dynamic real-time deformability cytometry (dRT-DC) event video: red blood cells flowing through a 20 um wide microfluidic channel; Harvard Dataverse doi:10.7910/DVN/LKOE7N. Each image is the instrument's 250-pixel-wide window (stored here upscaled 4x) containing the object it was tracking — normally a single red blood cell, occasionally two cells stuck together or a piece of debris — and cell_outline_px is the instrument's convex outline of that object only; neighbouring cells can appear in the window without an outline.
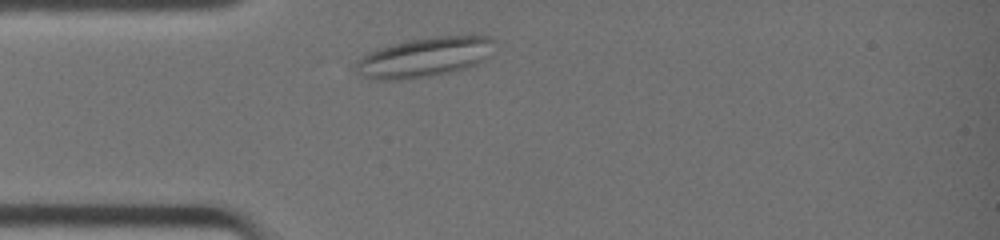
{"species": "common noctule bat (a hibernating species)", "species_latin": "Nyctalus noctula", "temperature_condition": "warm", "stored_images_in_passage": 26, "camera_frame_rate_fps": 3000, "um_per_image_px": 0.085, "animal": {"sex": "female", "body_mass_g": 19.0, "forearm_length_mm": 51.5}, "frame": {"image": 1, "passage_image": 1, "time_ms": 0.0, "image_size_px": [1000, 240], "cell_outline_px": [[492, 40], [488, 56], [484, 60], [476, 64], [464, 68], [432, 76], [400, 80], [372, 80], [360, 76], [352, 68], [360, 56], [368, 52], [380, 48], [412, 40], [432, 36], [488, 36]], "centroid_in_image_um": [35.96, 4.89], "position_along_channel_um": 49.0, "area_um2": 31.79}}
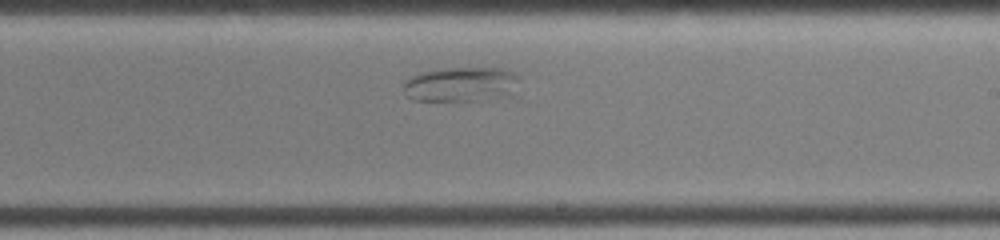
{"frame": {"image": 2, "passage_image": 15, "time_ms": 4.667, "image_size_px": [1000, 240], "cell_outline_px": [[520, 80], [512, 96], [480, 104], [412, 100], [404, 92], [404, 80], [420, 72], [440, 68], [500, 68], [516, 72], [520, 76]], "centroid_in_image_um": [39.28, 7.24], "position_along_channel_um": 249.7, "area_um2": 25.26}}
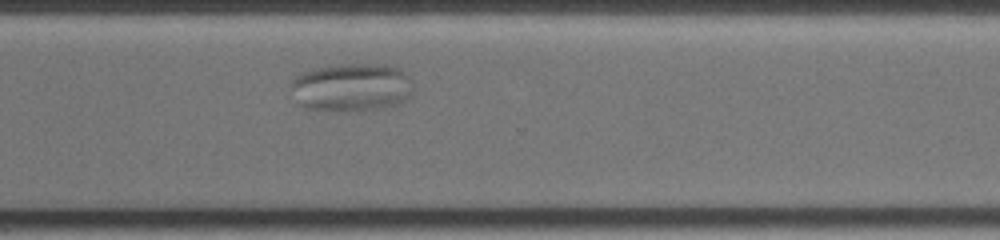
{"frame": {"image": 3, "passage_image": 21, "time_ms": 6.667, "image_size_px": [1000, 240], "cell_outline_px": [[412, 84], [408, 96], [400, 104], [380, 108], [344, 112], [336, 112], [304, 108], [300, 104], [288, 84], [296, 76], [304, 72], [316, 68], [332, 64], [388, 64], [400, 68], [412, 80]], "centroid_in_image_um": [29.86, 7.42], "position_along_channel_um": 340.7, "area_um2": 34.8}}